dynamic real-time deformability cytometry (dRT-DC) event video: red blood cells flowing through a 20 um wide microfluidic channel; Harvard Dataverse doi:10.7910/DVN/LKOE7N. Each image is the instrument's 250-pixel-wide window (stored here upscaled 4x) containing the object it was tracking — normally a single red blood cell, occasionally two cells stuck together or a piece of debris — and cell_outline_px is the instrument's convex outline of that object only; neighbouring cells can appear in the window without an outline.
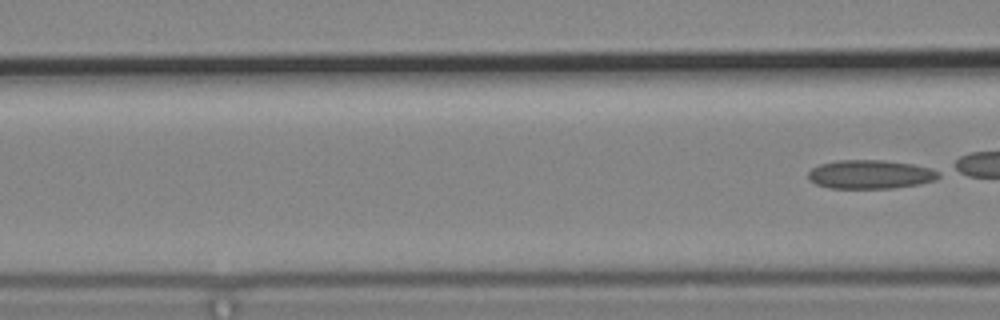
{"species": "common noctule bat (a hibernating species)", "species_latin": "Nyctalus noctula", "temperature_condition": "cold", "stored_images_in_passage": 4, "segment_of_instrument_passage": [2, 2], "camera_frame_rate_fps": 3000, "um_per_image_px": 0.085, "animal": {"sex": "male", "body_mass_g": 19.2, "forearm_length_mm": 51.8}, "frame": {"image": 1, "passage_image": 4, "time_ms": 1.0, "image_size_px": [1000, 320], "cell_outline_px": [[940, 176], [936, 180], [920, 184], [892, 188], [828, 188], [816, 184], [808, 176], [808, 172], [812, 168], [820, 164], [836, 160], [884, 160], [912, 164], [932, 168], [940, 172]], "centroid_in_image_um": [74.01, 14.82], "position_along_channel_um": 92.6, "area_um2": 21.96}}